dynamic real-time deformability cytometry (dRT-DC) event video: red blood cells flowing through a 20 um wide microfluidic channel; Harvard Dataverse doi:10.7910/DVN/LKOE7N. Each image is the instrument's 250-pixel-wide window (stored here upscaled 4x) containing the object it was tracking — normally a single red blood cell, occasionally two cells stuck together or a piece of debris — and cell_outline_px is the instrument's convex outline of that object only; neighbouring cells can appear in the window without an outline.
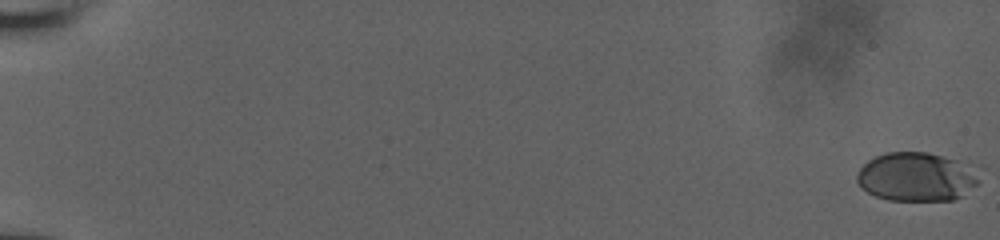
{"species": "human", "species_latin": "Homo sapiens", "temperature_condition": "room temperature", "stored_images_in_passage": 57, "camera_frame_rate_fps": 3000, "um_per_image_px": 0.085, "donor": {"sex": "male"}, "frame": {"image": 1, "passage_image": 1, "time_ms": 0.0, "image_size_px": [1000, 240], "cell_outline_px": [[976, 184], [960, 196], [952, 200], [888, 200], [876, 196], [868, 192], [856, 180], [856, 176], [860, 168], [868, 160], [876, 156], [888, 152], [928, 152], [956, 160], [976, 172]], "centroid_in_image_um": [77.82, 15.03], "position_along_channel_um": 7.2, "area_um2": 33.99}}
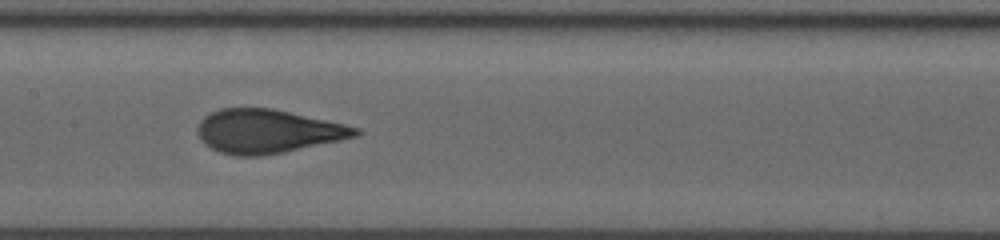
{"frame": {"image": 2, "passage_image": 32, "time_ms": 10.333, "image_size_px": [1000, 240], "cell_outline_px": [[364, 132], [356, 136], [340, 140], [284, 152], [260, 156], [236, 156], [220, 152], [204, 144], [196, 132], [196, 128], [200, 120], [204, 116], [220, 108], [272, 108], [344, 124], [360, 128]], "centroid_in_image_um": [22.72, 11.16], "position_along_channel_um": 184.7, "area_um2": 40.23}}
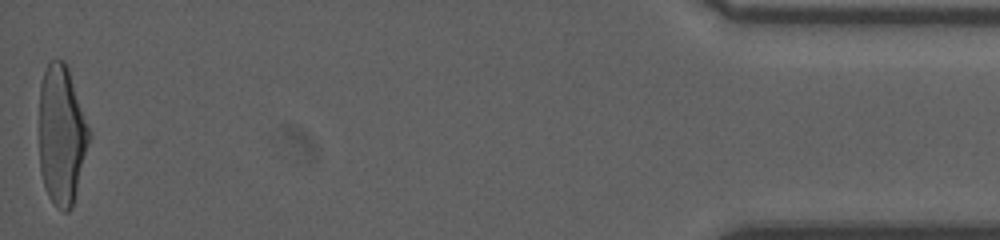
{"frame": {"image": 3, "passage_image": 57, "time_ms": 18.667, "image_size_px": [1000, 240], "cell_outline_px": [[92, 136], [72, 208], [68, 212], [64, 212], [56, 208], [48, 196], [44, 188], [40, 172], [40, 84], [44, 72], [48, 64], [52, 60], [64, 60], [68, 68]], "centroid_in_image_um": [5.25, 11.54], "position_along_channel_um": 430.0, "area_um2": 40.86}, "authors_computed_cell_mechanics": {"area_um2": 39.3618, "velocity_mm_per_s": 3.9393, "shape_relaxation_time_tau1_ms": 3.8907, "shape_relaxation_time_tau2_ms": null, "deformation_change_tau1": 0.1995, "deformation_change_tau2": null}}